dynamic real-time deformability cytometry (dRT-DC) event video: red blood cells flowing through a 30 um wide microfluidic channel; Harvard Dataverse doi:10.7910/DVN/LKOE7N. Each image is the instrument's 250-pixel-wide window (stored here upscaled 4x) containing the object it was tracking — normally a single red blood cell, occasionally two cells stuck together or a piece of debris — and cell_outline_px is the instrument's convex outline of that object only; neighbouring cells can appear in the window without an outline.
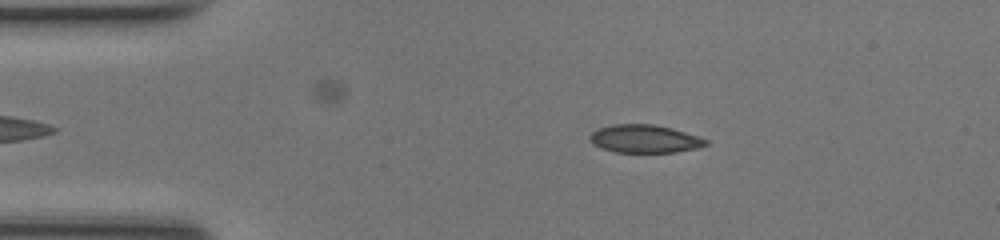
{"species": "common noctule bat (a hibernating species)", "species_latin": "Nyctalus noctula", "temperature_condition": "room temperature", "stored_images_in_passage": 41, "camera_frame_rate_fps": 3000, "um_per_image_px": 0.085, "animal": {"sex": "female", "body_mass_g": 17.0, "forearm_length_mm": 48.0}, "frame": {"image": 1, "passage_image": 8, "time_ms": 2.333, "image_size_px": [1000, 240], "cell_outline_px": [[708, 144], [696, 148], [676, 152], [616, 152], [604, 148], [596, 144], [588, 136], [596, 128], [612, 124], [656, 124], [672, 128], [708, 140]], "centroid_in_image_um": [54.79, 11.78], "position_along_channel_um": 30.2, "area_um2": 18.73}}
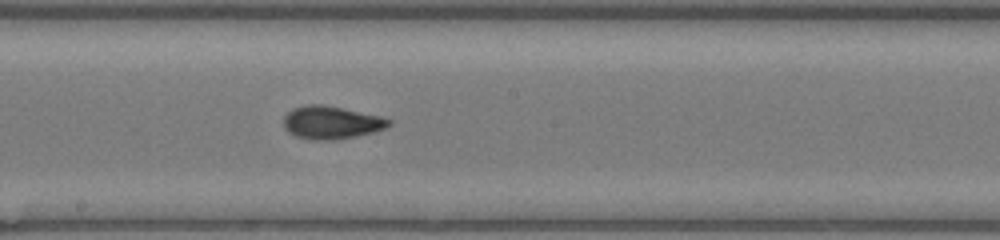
{"frame": {"image": 2, "passage_image": 25, "time_ms": 8.0, "image_size_px": [1000, 240], "cell_outline_px": [[392, 124], [384, 128], [372, 132], [356, 136], [336, 140], [312, 140], [296, 136], [288, 132], [284, 128], [284, 116], [292, 108], [308, 104], [320, 104], [380, 116], [392, 120]], "centroid_in_image_um": [28.13, 10.42], "position_along_channel_um": 220.1, "area_um2": 20.06}}
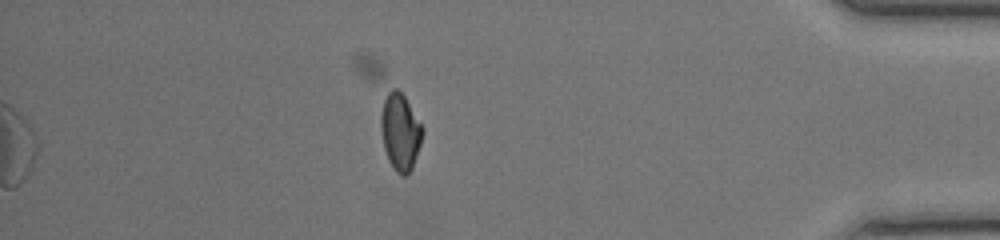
{"frame": {"image": 3, "passage_image": 41, "time_ms": 13.333, "image_size_px": [1000, 240], "cell_outline_px": [[424, 132], [412, 168], [404, 176], [400, 176], [392, 168], [388, 160], [352, 60], [352, 56], [356, 52], [368, 52], [380, 60], [384, 64], [424, 128]], "centroid_in_image_um": [33.12, 9.57], "position_along_channel_um": 402.1, "area_um2": 30.87}, "authors_computed_cell_mechanics": {"area_um2": 19.5942, "velocity_mm_per_s": 4.2398, "shape_relaxation_time_tau1_ms": 5.6289, "shape_relaxation_time_tau2_ms": 1.294, "deformation_change_tau1": 0.1797, "deformation_change_tau2": 0.0444}}